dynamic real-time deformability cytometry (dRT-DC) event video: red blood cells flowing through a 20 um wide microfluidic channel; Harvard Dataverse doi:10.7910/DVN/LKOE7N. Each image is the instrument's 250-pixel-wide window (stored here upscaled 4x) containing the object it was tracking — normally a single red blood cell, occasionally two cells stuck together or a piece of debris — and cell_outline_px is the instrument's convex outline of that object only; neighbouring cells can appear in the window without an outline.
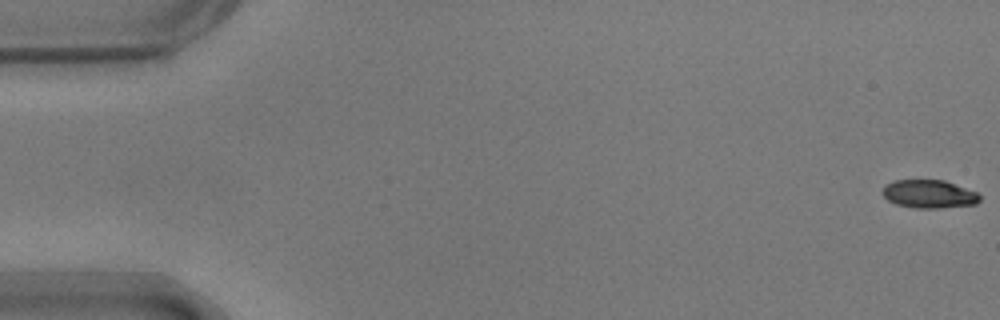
{"species": "common noctule bat (a hibernating species)", "species_latin": "Nyctalus noctula", "temperature_condition": "warm", "stored_images_in_passage": 55, "camera_frame_rate_fps": 3000, "um_per_image_px": 0.085, "animal": {"sex": "male", "body_mass_g": 17.9}, "frame": {"image": 1, "passage_image": 1, "time_ms": 0.0, "image_size_px": [1000, 320], "cell_outline_px": [[980, 200], [976, 204], [940, 208], [912, 208], [896, 204], [888, 200], [884, 196], [884, 188], [888, 184], [896, 180], [944, 180], [976, 192], [980, 196]], "centroid_in_image_um": [78.99, 16.5], "position_along_channel_um": 6.0, "area_um2": 15.78}}
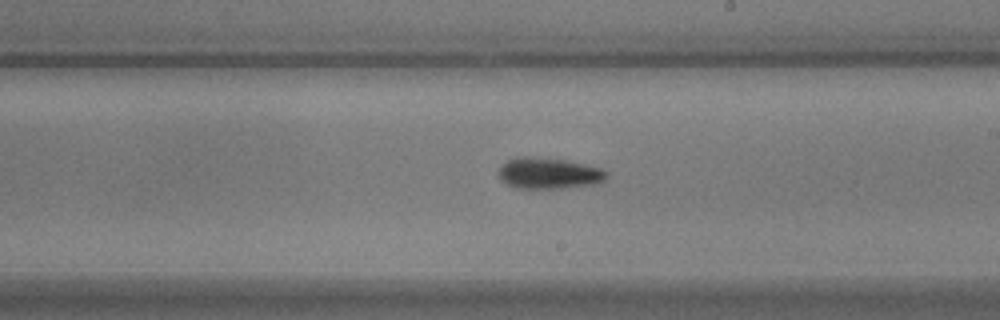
{"frame": {"image": 2, "passage_image": 32, "time_ms": 10.333, "image_size_px": [1000, 320], "cell_outline_px": [[608, 176], [604, 180], [592, 184], [560, 188], [516, 188], [500, 180], [496, 172], [500, 164], [516, 156], [532, 156], [564, 160], [600, 168], [608, 172]], "centroid_in_image_um": [46.56, 14.71], "position_along_channel_um": 242.4, "area_um2": 19.65}}
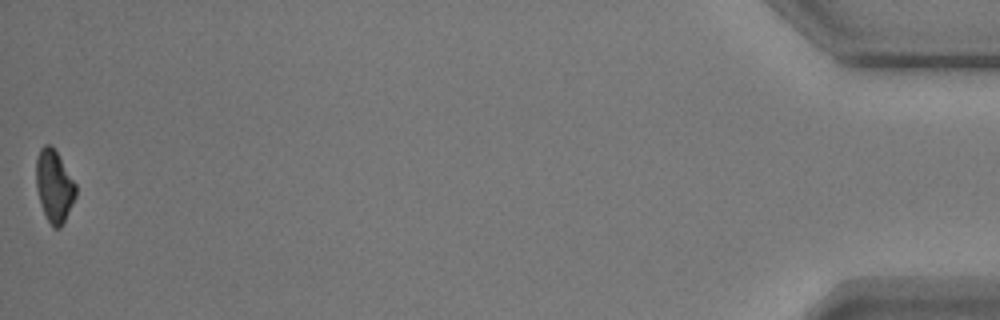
{"frame": {"image": 3, "passage_image": 55, "time_ms": 18.0, "image_size_px": [1000, 320], "cell_outline_px": [[76, 196], [60, 228], [52, 228], [40, 204], [36, 188], [36, 156], [40, 148], [44, 144], [48, 144], [56, 152], [76, 184]], "centroid_in_image_um": [4.58, 15.81], "position_along_channel_um": 430.6, "area_um2": 16.47}, "authors_computed_cell_mechanics": {"area_um2": 17.8602, "velocity_mm_per_s": 3.7097, "shape_relaxation_time_tau1_ms": 3.3791, "shape_relaxation_time_tau2_ms": null, "deformation_change_tau1": 0.1202, "deformation_change_tau2": null}}